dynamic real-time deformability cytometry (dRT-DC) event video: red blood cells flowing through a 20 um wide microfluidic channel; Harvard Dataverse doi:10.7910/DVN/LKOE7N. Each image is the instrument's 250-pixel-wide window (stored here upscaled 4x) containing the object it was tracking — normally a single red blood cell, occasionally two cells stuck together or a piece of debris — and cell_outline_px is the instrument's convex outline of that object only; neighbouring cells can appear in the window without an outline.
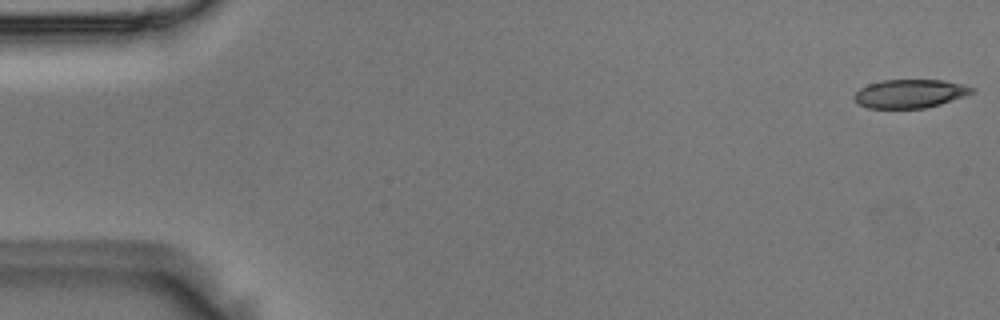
{"species": "Egyptian fruit bat (a non-hibernating species)", "species_latin": "Rousettus aegyptiacus", "temperature_condition": "room temperature", "stored_images_in_passage": 5, "camera_frame_rate_fps": 3000, "um_per_image_px": 0.085, "animal": {"sex": "male"}, "frame": {"image": 1, "passage_image": 1, "time_ms": 0.0, "image_size_px": [1000, 320], "cell_outline_px": [[976, 92], [940, 104], [924, 108], [868, 108], [860, 104], [852, 96], [860, 88], [868, 84], [880, 80], [944, 80], [964, 84], [976, 88]], "centroid_in_image_um": [77.38, 7.95], "position_along_channel_um": 7.6, "area_um2": 19.65}}